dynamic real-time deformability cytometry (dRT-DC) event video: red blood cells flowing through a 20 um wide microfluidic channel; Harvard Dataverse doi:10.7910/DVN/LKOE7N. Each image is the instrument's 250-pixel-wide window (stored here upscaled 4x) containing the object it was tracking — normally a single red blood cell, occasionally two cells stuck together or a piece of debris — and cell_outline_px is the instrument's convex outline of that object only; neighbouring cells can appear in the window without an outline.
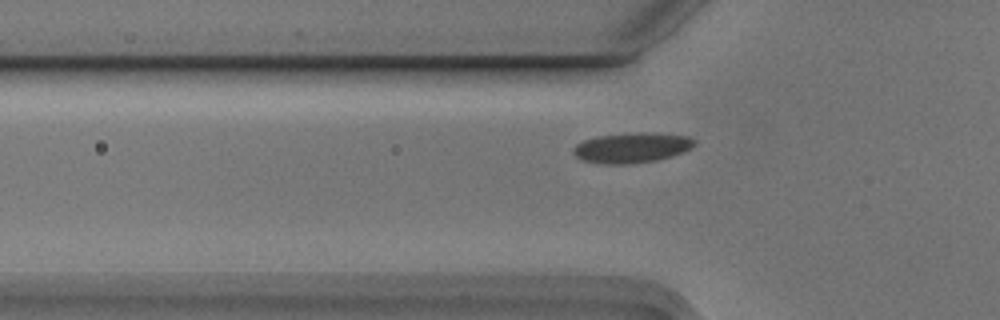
{"species": "Egyptian fruit bat (a non-hibernating species)", "species_latin": "Rousettus aegyptiacus", "temperature_condition": "cold", "stored_images_in_passage": 7, "camera_frame_rate_fps": 3000, "um_per_image_px": 0.085, "animal": {"sex": "male"}, "frame": {"image": 1, "passage_image": 7, "time_ms": 2.0, "image_size_px": [1000, 320], "cell_outline_px": [[696, 144], [680, 152], [656, 160], [628, 164], [600, 164], [584, 160], [576, 156], [572, 152], [572, 148], [576, 144], [584, 140], [596, 136], [640, 132], [652, 132], [688, 136], [696, 140]], "centroid_in_image_um": [53.66, 12.54], "position_along_channel_um": 72.1, "area_um2": 21.15}}